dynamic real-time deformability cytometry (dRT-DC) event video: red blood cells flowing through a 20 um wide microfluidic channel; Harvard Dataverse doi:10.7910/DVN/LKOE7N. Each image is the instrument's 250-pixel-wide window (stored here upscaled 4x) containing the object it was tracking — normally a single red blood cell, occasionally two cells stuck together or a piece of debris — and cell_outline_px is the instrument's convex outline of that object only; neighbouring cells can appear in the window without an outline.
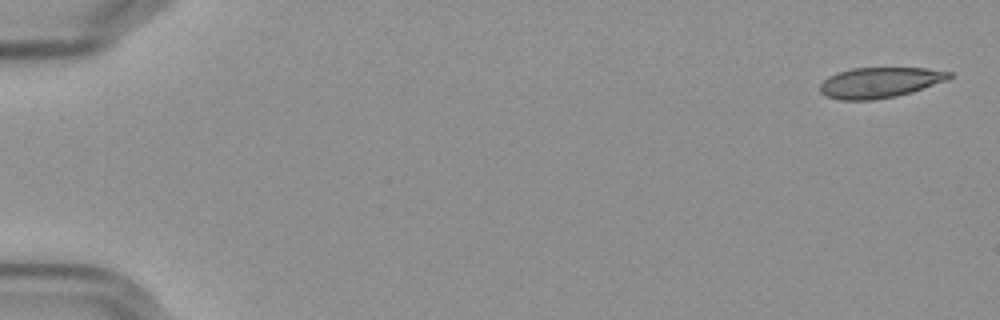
{"species": "Egyptian fruit bat (a non-hibernating species)", "species_latin": "Rousettus aegyptiacus", "temperature_condition": "cold", "stored_images_in_passage": 6, "camera_frame_rate_fps": 3000, "um_per_image_px": 0.085, "frame": {"image": 1, "passage_image": 1, "time_ms": 0.0, "image_size_px": [1000, 320], "cell_outline_px": [[952, 76], [948, 80], [912, 92], [896, 96], [872, 100], [840, 100], [824, 96], [820, 92], [820, 84], [828, 76], [836, 72], [852, 68], [928, 68], [952, 72]], "centroid_in_image_um": [74.77, 7.01], "position_along_channel_um": 10.2, "area_um2": 23.18}}
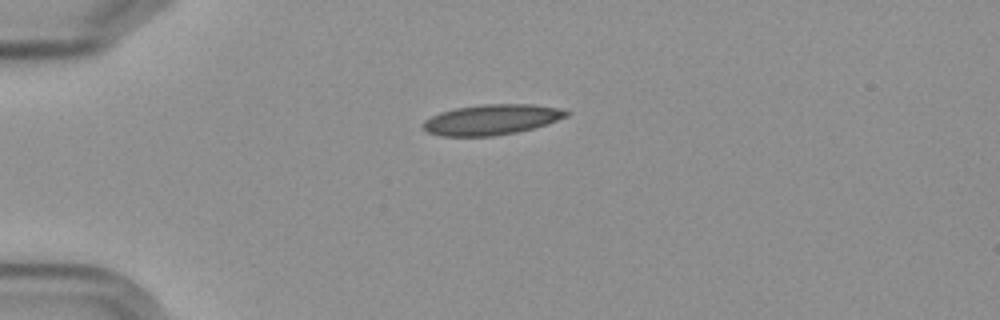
{"frame": {"image": 2, "passage_image": 4, "time_ms": 4.333, "image_size_px": [1000, 320], "cell_outline_px": [[572, 112], [568, 116], [532, 128], [516, 132], [492, 136], [440, 136], [428, 132], [420, 124], [424, 120], [440, 112], [456, 108], [480, 104], [532, 104], [564, 108]], "centroid_in_image_um": [41.79, 10.15], "position_along_channel_um": 43.2, "area_um2": 25.43}}
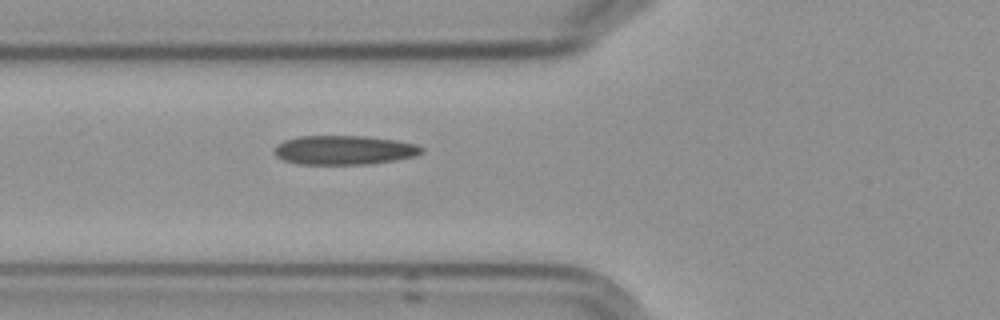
{"frame": {"image": 3, "passage_image": 6, "time_ms": 6.667, "image_size_px": [1000, 320], "cell_outline_px": [[424, 152], [416, 156], [368, 164], [296, 164], [284, 160], [276, 156], [272, 152], [272, 148], [276, 144], [284, 140], [300, 136], [364, 136], [396, 140], [416, 144], [424, 148]], "centroid_in_image_um": [29.21, 12.75], "position_along_channel_um": 96.6, "area_um2": 25.2}}